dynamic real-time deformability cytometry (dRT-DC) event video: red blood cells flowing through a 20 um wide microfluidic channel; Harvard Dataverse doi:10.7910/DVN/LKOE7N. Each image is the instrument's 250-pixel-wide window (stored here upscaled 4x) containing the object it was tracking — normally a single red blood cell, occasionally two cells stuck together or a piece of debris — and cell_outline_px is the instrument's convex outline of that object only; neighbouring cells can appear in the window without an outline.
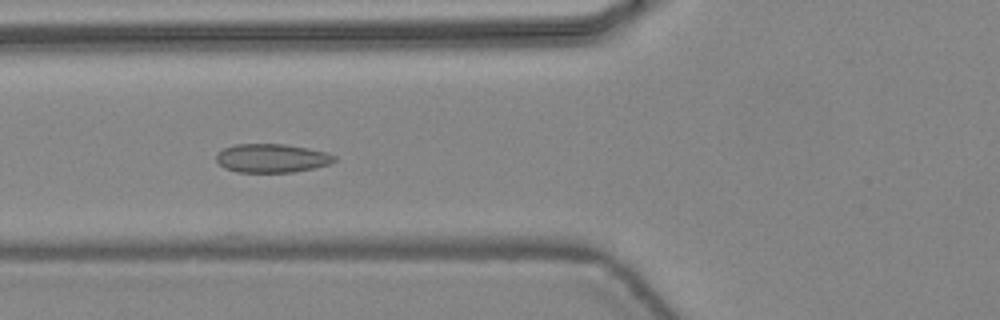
{"species": "common noctule bat (a hibernating species)", "species_latin": "Nyctalus noctula", "temperature_condition": "warm", "stored_images_in_passage": 33, "camera_frame_rate_fps": 3000, "um_per_image_px": 0.085, "animal": {"sex": "female", "body_mass_g": 24.6, "forearm_length_mm": 56.2}, "frame": {"image": 1, "passage_image": 4, "time_ms": 1.0, "image_size_px": [1000, 320], "cell_outline_px": [[336, 160], [332, 164], [292, 172], [236, 172], [224, 168], [216, 160], [216, 152], [224, 148], [236, 144], [284, 144], [308, 148], [328, 152], [336, 156]], "centroid_in_image_um": [23.11, 13.44], "position_along_channel_um": 102.7, "area_um2": 19.88}}
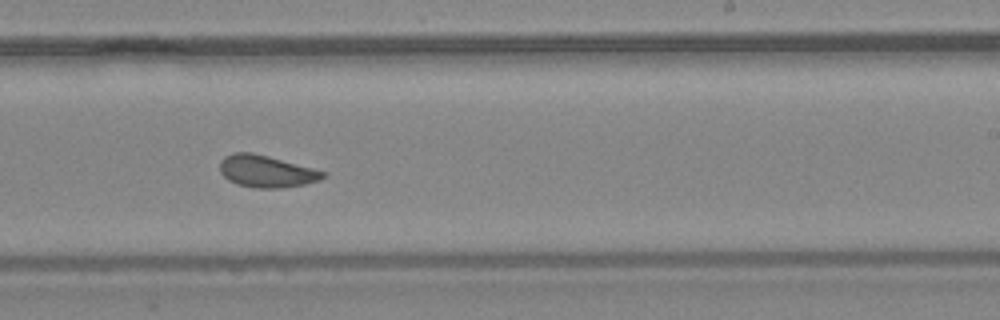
{"frame": {"image": 2, "passage_image": 15, "time_ms": 4.667, "image_size_px": [1000, 320], "cell_outline_px": [[328, 176], [320, 180], [304, 184], [280, 188], [256, 188], [236, 184], [228, 180], [220, 172], [220, 160], [224, 156], [232, 152], [252, 152], [268, 156], [312, 168], [324, 172]], "centroid_in_image_um": [22.61, 14.56], "position_along_channel_um": 266.4, "area_um2": 19.25}}
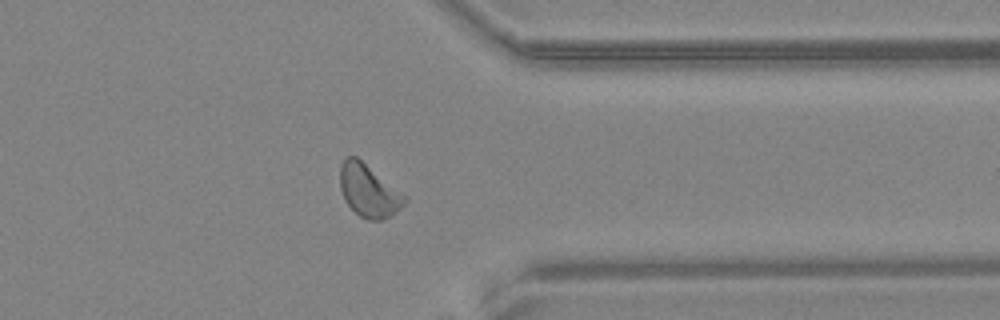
{"frame": {"image": 3, "passage_image": 23, "time_ms": 7.333, "image_size_px": [1000, 320], "cell_outline_px": [[408, 200], [392, 216], [384, 220], [368, 220], [360, 216], [344, 200], [340, 188], [340, 164], [348, 156], [356, 156], [408, 196]], "centroid_in_image_um": [31.36, 16.22], "position_along_channel_um": 380.0, "area_um2": 19.94}, "authors_computed_cell_mechanics": {"area_um2": 19.2474, "velocity_mm_per_s": 4.4492, "shape_relaxation_time_tau1_ms": 4.4307, "shape_relaxation_time_tau2_ms": 1.6784, "deformation_change_tau1": 0.0926, "deformation_change_tau2": 0.0482}}